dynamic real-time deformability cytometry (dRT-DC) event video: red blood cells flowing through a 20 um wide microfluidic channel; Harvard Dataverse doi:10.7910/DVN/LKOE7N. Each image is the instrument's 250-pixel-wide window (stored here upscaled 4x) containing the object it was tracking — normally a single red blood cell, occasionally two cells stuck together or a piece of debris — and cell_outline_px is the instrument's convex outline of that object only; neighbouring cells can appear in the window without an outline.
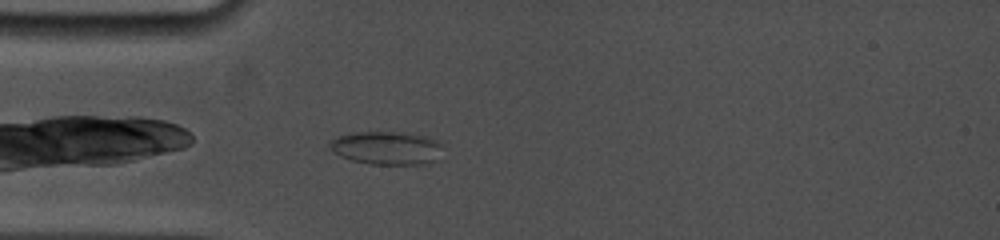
{"species": "common noctule bat (a hibernating species)", "species_latin": "Nyctalus noctula", "temperature_condition": "cold", "stored_images_in_passage": 28, "camera_frame_rate_fps": 5000, "um_per_image_px": 0.085, "animal": {"sex": "female", "body_mass_g": 19.0, "forearm_length_mm": 53.3}, "frame": {"image": 1, "passage_image": 3, "time_ms": 0.8, "image_size_px": [1000, 240], "cell_outline_px": [[444, 144], [436, 160], [424, 164], [368, 164], [352, 160], [340, 156], [332, 152], [328, 148], [328, 144], [332, 140], [340, 136], [352, 132], [412, 132], [428, 136]], "centroid_in_image_um": [32.88, 12.56], "position_along_channel_um": 52.1, "area_um2": 22.25}}
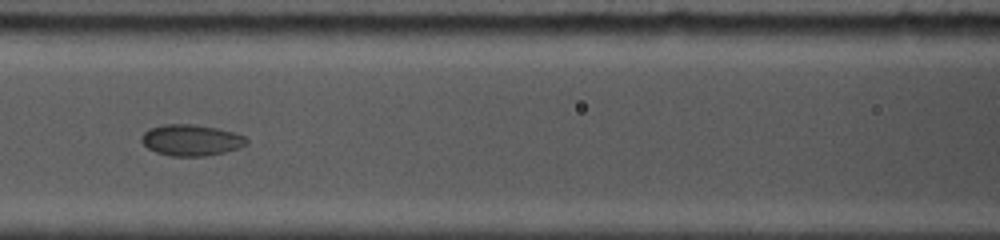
{"frame": {"image": 2, "passage_image": 8, "time_ms": 3.6, "image_size_px": [1000, 240], "cell_outline_px": [[248, 144], [224, 152], [204, 156], [172, 156], [156, 152], [148, 148], [140, 140], [140, 136], [148, 128], [164, 124], [192, 124], [216, 128], [232, 132], [244, 136], [248, 140]], "centroid_in_image_um": [16.21, 11.9], "position_along_channel_um": 150.4, "area_um2": 19.02}}
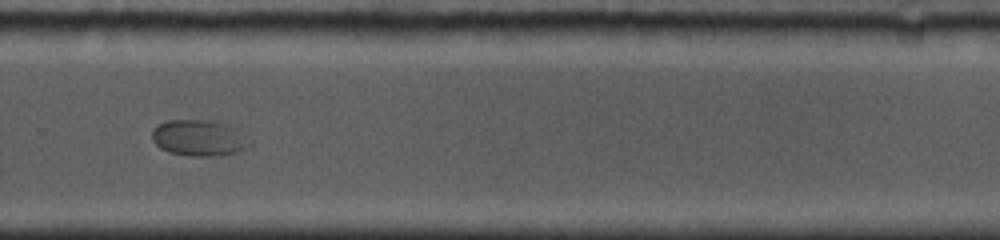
{"frame": {"image": 3, "passage_image": 18, "time_ms": 8.0, "image_size_px": [1000, 240], "cell_outline_px": [[252, 144], [248, 148], [240, 152], [216, 156], [192, 156], [168, 152], [160, 148], [152, 140], [152, 132], [160, 124], [168, 120], [208, 120], [228, 124], [248, 132], [252, 140]], "centroid_in_image_um": [17.05, 11.73], "position_along_channel_um": 312.7, "area_um2": 21.15}}